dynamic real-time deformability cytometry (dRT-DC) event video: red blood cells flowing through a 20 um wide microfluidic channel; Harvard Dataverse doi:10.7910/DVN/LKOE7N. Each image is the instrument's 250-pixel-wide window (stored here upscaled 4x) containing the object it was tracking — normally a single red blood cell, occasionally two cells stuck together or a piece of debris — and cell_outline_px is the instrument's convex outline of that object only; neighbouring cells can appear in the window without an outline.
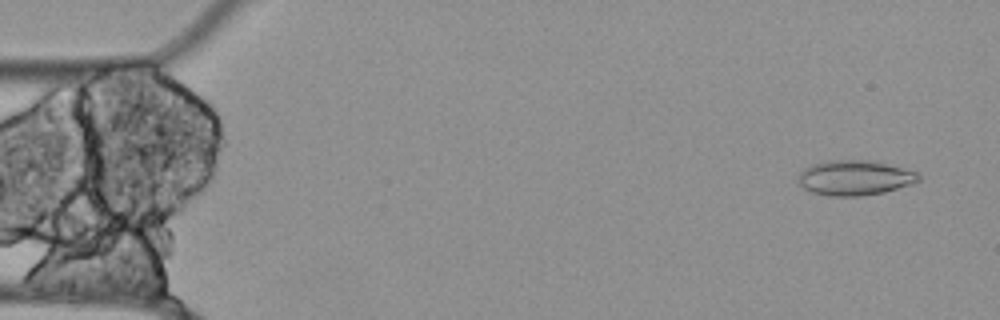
{"species": "Egyptian fruit bat (a non-hibernating species)", "species_latin": "Rousettus aegyptiacus", "temperature_condition": "cold", "stored_images_in_passage": 55, "camera_frame_rate_fps": 3000, "um_per_image_px": 0.085, "animal": {"sex": "female"}, "frame": {"image": 1, "passage_image": 3, "time_ms": 0.667, "image_size_px": [1000, 320], "cell_outline_px": [[920, 180], [912, 184], [884, 192], [860, 196], [828, 196], [812, 192], [804, 188], [800, 184], [796, 176], [804, 168], [812, 164], [828, 160], [872, 160], [916, 172], [920, 176]], "centroid_in_image_um": [72.62, 15.11], "position_along_channel_um": 12.4, "area_um2": 24.57}}
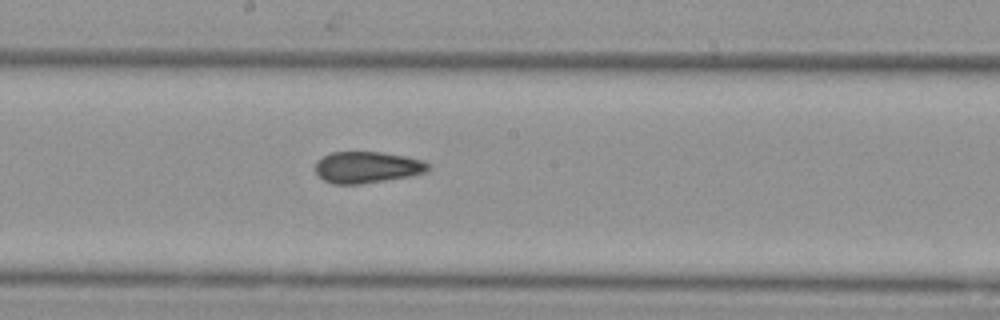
{"frame": {"image": 2, "passage_image": 29, "time_ms": 9.333, "image_size_px": [1000, 320], "cell_outline_px": [[432, 168], [428, 172], [412, 176], [360, 184], [332, 184], [324, 180], [316, 172], [316, 160], [332, 152], [380, 152], [404, 156], [424, 160]], "centroid_in_image_um": [31.24, 14.22], "position_along_channel_um": 217.0, "area_um2": 20.81}}
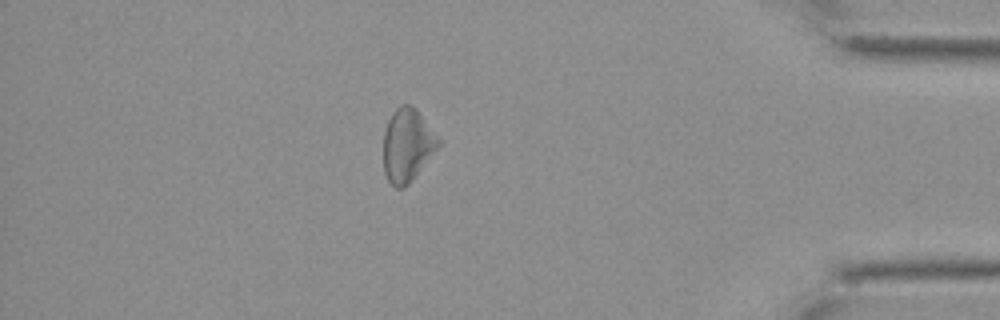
{"frame": {"image": 3, "passage_image": 48, "time_ms": 15.667, "image_size_px": [1000, 320], "cell_outline_px": [[440, 144], [412, 180], [404, 188], [396, 188], [388, 180], [384, 172], [384, 132], [388, 120], [392, 112], [400, 104], [412, 104], [416, 108], [440, 140]], "centroid_in_image_um": [34.6, 12.32], "position_along_channel_um": 400.6, "area_um2": 23.18}}